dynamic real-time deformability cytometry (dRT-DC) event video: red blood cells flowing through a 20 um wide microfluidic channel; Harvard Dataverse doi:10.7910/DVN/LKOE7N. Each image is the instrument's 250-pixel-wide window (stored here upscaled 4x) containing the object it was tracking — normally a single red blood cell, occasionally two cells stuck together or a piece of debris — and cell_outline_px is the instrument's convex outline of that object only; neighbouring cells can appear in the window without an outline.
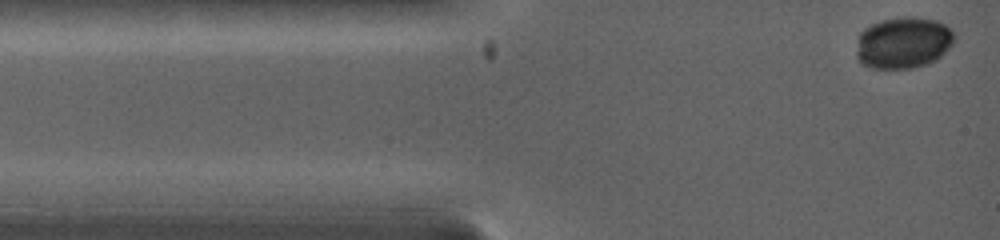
{"species": "common noctule bat (a hibernating species)", "species_latin": "Nyctalus noctula", "temperature_condition": "warm", "stored_images_in_passage": 3, "camera_frame_rate_fps": 5000, "um_per_image_px": 0.085, "animal": {"sex": "female", "body_mass_g": 19.0, "forearm_length_mm": 53.3}, "frame": {"image": 1, "passage_image": 3, "time_ms": 0.8, "image_size_px": [1000, 240], "cell_outline_px": [[952, 40], [944, 52], [936, 60], [928, 64], [912, 68], [872, 68], [864, 64], [856, 56], [860, 32], [864, 28], [872, 24], [884, 20], [936, 20], [944, 24], [952, 32]], "centroid_in_image_um": [76.74, 3.69], "position_along_channel_um": 8.3, "area_um2": 28.09}}